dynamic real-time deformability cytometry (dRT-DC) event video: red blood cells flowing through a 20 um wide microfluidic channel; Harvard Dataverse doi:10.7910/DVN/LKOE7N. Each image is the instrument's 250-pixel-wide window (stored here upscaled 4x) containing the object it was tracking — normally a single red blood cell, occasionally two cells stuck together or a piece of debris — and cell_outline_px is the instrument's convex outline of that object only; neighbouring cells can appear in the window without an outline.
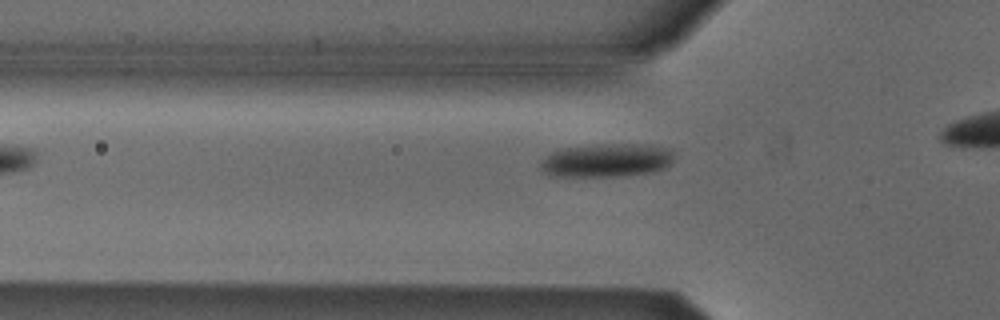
{"species": "Egyptian fruit bat (a non-hibernating species)", "species_latin": "Rousettus aegyptiacus", "temperature_condition": "cold", "stored_images_in_passage": 2, "camera_frame_rate_fps": 3000, "um_per_image_px": 0.085, "animal": {"sex": "male"}, "frame": {"image": 1, "passage_image": 2, "time_ms": 0.333, "image_size_px": [1000, 320], "cell_outline_px": [[676, 156], [664, 168], [652, 172], [624, 176], [548, 176], [540, 168], [540, 160], [552, 152], [564, 148], [608, 144], [652, 144], [672, 148], [676, 152]], "centroid_in_image_um": [51.62, 13.62], "position_along_channel_um": 74.2, "area_um2": 26.41}}